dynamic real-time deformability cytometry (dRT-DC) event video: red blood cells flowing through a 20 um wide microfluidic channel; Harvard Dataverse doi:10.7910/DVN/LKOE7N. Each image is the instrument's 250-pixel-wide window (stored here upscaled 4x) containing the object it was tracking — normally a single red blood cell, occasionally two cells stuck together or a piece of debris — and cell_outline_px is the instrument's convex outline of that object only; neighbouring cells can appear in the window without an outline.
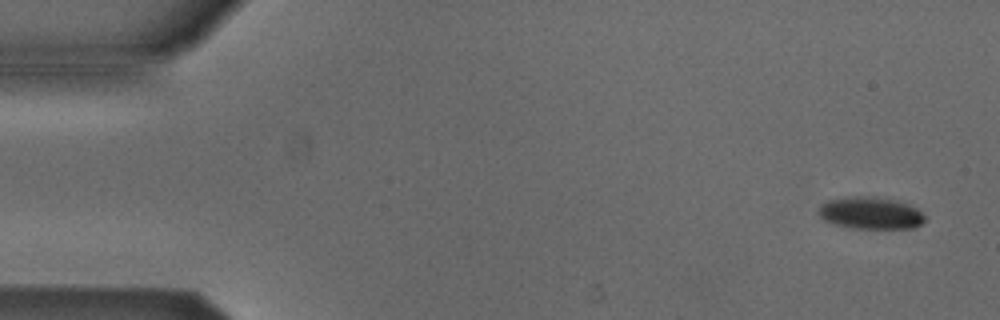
{"species": "Egyptian fruit bat (a non-hibernating species)", "species_latin": "Rousettus aegyptiacus", "temperature_condition": "cold", "stored_images_in_passage": 9, "camera_frame_rate_fps": 3000, "um_per_image_px": 0.085, "animal": {"sex": "male"}, "frame": {"image": 1, "passage_image": 1, "time_ms": 0.0, "image_size_px": [1000, 320], "cell_outline_px": [[924, 220], [916, 228], [852, 228], [836, 224], [824, 220], [816, 212], [820, 204], [828, 200], [848, 196], [872, 196], [896, 200], [908, 204], [916, 208], [924, 216]], "centroid_in_image_um": [73.95, 18.09], "position_along_channel_um": 11.0, "area_um2": 19.94}}